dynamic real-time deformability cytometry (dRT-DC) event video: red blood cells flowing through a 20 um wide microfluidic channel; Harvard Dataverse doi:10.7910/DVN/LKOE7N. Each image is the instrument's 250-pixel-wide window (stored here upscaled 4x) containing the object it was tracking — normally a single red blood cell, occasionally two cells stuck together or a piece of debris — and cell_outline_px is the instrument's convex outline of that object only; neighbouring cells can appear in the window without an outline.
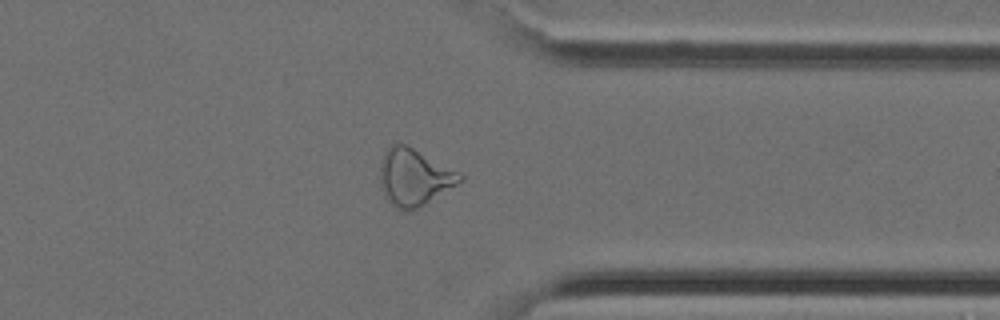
{"species": "Egyptian fruit bat (a non-hibernating species)", "species_latin": "Rousettus aegyptiacus", "temperature_condition": "cold", "stored_images_in_passage": 38, "camera_frame_rate_fps": 3000, "um_per_image_px": 0.085, "animal": {"sex": "female"}, "frame": {"image": 1, "passage_image": 30, "time_ms": 9.667, "image_size_px": [1000, 320], "cell_outline_px": [[464, 180], [424, 204], [416, 208], [400, 208], [392, 204], [388, 200], [380, 184], [380, 164], [384, 152], [392, 144], [404, 144], [460, 172], [464, 176]], "centroid_in_image_um": [35.21, 15.03], "position_along_channel_um": 376.2, "area_um2": 25.72}}
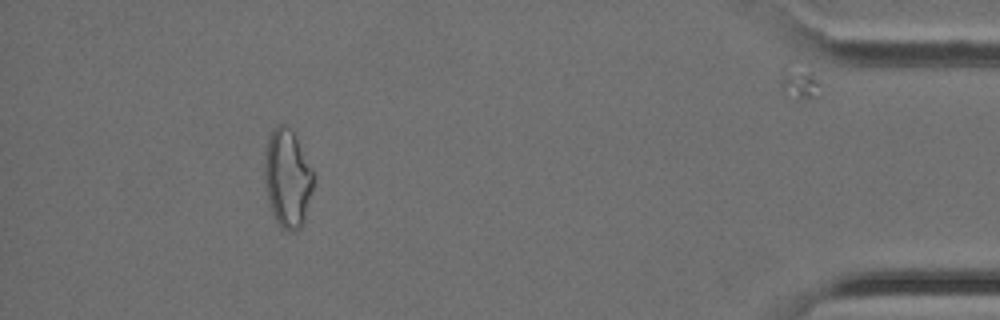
{"frame": {"image": 2, "passage_image": 35, "time_ms": 11.333, "image_size_px": [1000, 320], "cell_outline_px": [[312, 192], [304, 220], [300, 228], [296, 232], [288, 232], [276, 220], [272, 212], [268, 200], [264, 184], [264, 148], [268, 136], [272, 128], [280, 124], [284, 124], [292, 132], [312, 172]], "centroid_in_image_um": [24.37, 15.17], "position_along_channel_um": 410.8, "area_um2": 27.63}}